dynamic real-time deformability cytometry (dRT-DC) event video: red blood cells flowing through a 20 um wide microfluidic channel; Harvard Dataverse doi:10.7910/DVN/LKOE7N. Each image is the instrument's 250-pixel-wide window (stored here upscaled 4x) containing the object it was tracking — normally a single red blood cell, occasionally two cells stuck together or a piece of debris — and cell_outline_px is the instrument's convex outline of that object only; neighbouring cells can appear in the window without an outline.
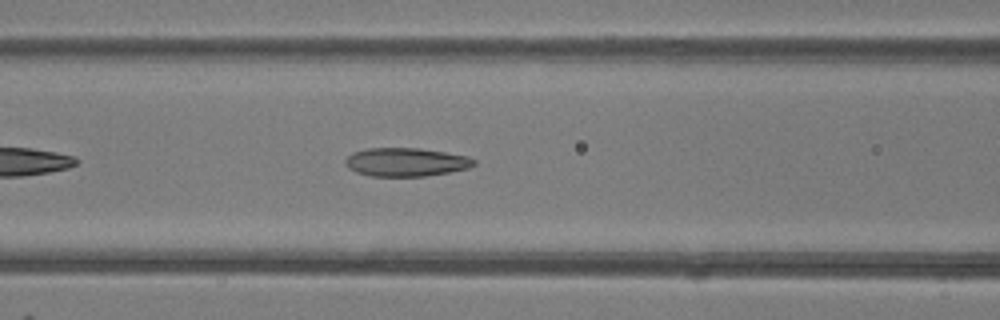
{"species": "common noctule bat (a hibernating species)", "species_latin": "Nyctalus noctula", "temperature_condition": "room temperature", "stored_images_in_passage": 30, "camera_frame_rate_fps": 3000, "um_per_image_px": 0.085, "animal": {"sex": "female"}, "frame": {"image": 1, "passage_image": 8, "time_ms": 2.333, "image_size_px": [1000, 320], "cell_outline_px": [[476, 164], [468, 168], [448, 172], [424, 176], [372, 176], [356, 172], [348, 168], [344, 164], [344, 160], [352, 152], [368, 148], [420, 148], [468, 156], [476, 160]], "centroid_in_image_um": [34.48, 13.77], "position_along_channel_um": 132.1, "area_um2": 21.39}}
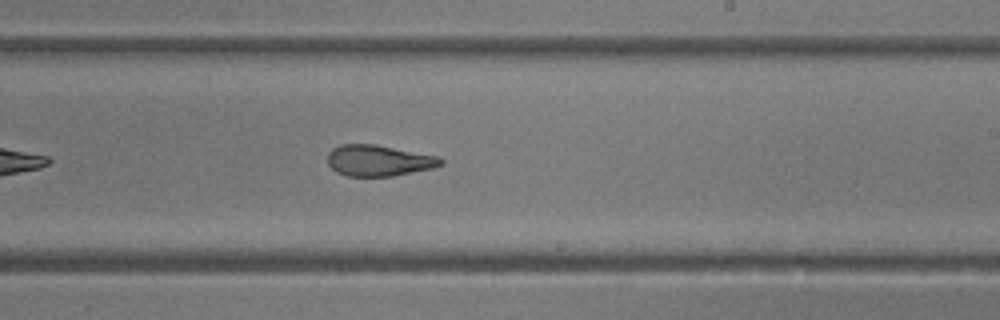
{"frame": {"image": 2, "passage_image": 17, "time_ms": 5.333, "image_size_px": [1000, 320], "cell_outline_px": [[444, 164], [432, 168], [392, 176], [348, 176], [336, 172], [328, 164], [328, 152], [332, 148], [340, 144], [376, 144], [440, 156], [444, 160]], "centroid_in_image_um": [32.2, 13.63], "position_along_channel_um": 256.8, "area_um2": 20.69}}
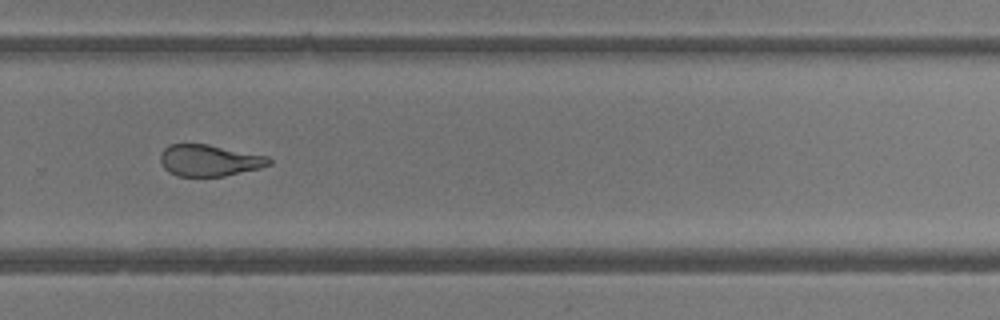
{"frame": {"image": 3, "passage_image": 21, "time_ms": 6.667, "image_size_px": [1000, 320], "cell_outline_px": [[272, 164], [260, 168], [224, 176], [176, 176], [168, 172], [164, 168], [160, 160], [160, 152], [168, 144], [208, 144], [268, 156], [272, 160]], "centroid_in_image_um": [17.78, 13.63], "position_along_channel_um": 312.0, "area_um2": 20.11}, "authors_computed_cell_mechanics": {"area_um2": 21.3282, "velocity_mm_per_s": 4.1696, "shape_relaxation_time_tau1_ms": 6.6236, "shape_relaxation_time_tau2_ms": 2.3148, "deformation_change_tau1": 0.1862, "deformation_change_tau2": 0.1056}}